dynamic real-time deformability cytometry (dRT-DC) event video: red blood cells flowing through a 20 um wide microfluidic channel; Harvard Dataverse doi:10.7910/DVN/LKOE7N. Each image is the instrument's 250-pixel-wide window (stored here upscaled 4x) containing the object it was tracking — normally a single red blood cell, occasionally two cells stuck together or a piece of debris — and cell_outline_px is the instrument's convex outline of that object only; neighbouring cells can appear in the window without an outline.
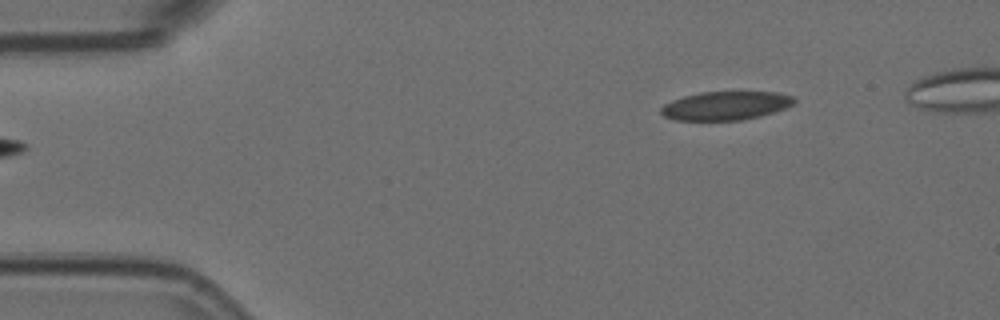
{"species": "Egyptian fruit bat (a non-hibernating species)", "species_latin": "Rousettus aegyptiacus", "temperature_condition": "room temperature", "stored_images_in_passage": 5, "segment_of_instrument_passage": [2, 2], "camera_frame_rate_fps": 3000, "um_per_image_px": 0.085, "animal": {"sex": "female"}, "frame": {"image": 1, "passage_image": 5, "time_ms": 1.333, "image_size_px": [1000, 320], "cell_outline_px": [[796, 100], [792, 104], [784, 108], [760, 116], [744, 120], [676, 120], [664, 116], [660, 112], [660, 108], [664, 104], [672, 100], [684, 96], [700, 92], [776, 92], [792, 96]], "centroid_in_image_um": [61.65, 8.98], "position_along_channel_um": 23.3, "area_um2": 22.08}}